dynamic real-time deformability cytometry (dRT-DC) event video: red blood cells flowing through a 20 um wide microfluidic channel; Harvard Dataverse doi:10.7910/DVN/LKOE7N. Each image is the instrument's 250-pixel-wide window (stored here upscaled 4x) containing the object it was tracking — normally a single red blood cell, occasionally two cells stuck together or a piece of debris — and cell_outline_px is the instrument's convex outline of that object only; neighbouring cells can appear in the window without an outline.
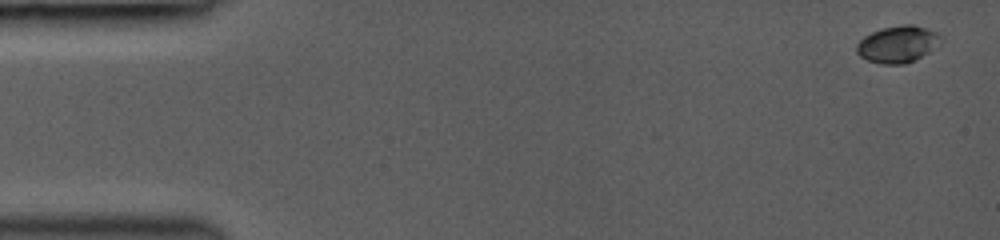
{"species": "common noctule bat (a hibernating species)", "species_latin": "Nyctalus noctula", "temperature_condition": "room temperature", "stored_images_in_passage": 9, "camera_frame_rate_fps": 3000, "um_per_image_px": 0.085, "animal": {"sex": "female", "body_mass_g": 19.0, "forearm_length_mm": 53.3}, "frame": {"image": 1, "passage_image": 1, "time_ms": 0.0, "image_size_px": [1000, 240], "cell_outline_px": [[944, 40], [940, 44], [916, 60], [904, 64], [880, 64], [868, 60], [860, 56], [856, 52], [856, 44], [864, 36], [872, 32], [884, 28], [904, 24], [912, 24], [936, 32], [944, 36]], "centroid_in_image_um": [76.34, 3.76], "position_along_channel_um": 8.7, "area_um2": 18.15}}
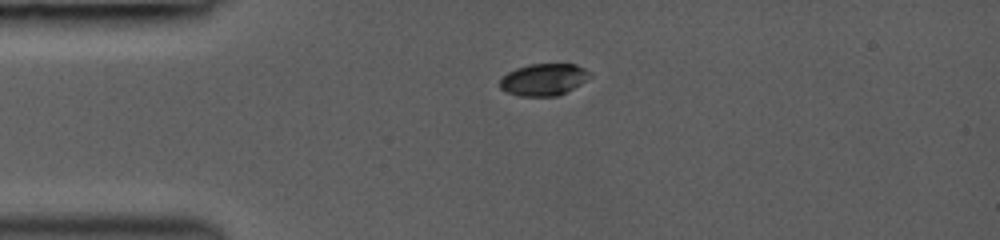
{"frame": {"image": 2, "passage_image": 6, "time_ms": 3.333, "image_size_px": [1000, 240], "cell_outline_px": [[592, 76], [580, 84], [556, 96], [520, 96], [508, 92], [500, 88], [500, 80], [508, 72], [516, 68], [528, 64], [576, 64], [592, 72]], "centroid_in_image_um": [46.23, 6.75], "position_along_channel_um": 38.8, "area_um2": 16.65}}
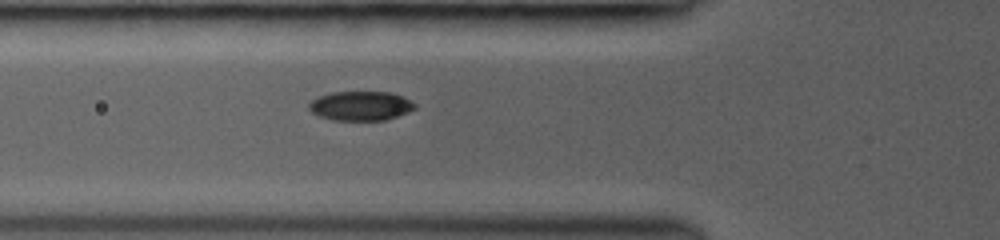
{"frame": {"image": 3, "passage_image": 9, "time_ms": 5.333, "image_size_px": [1000, 240], "cell_outline_px": [[416, 108], [408, 112], [384, 120], [332, 120], [320, 116], [312, 112], [308, 108], [308, 104], [312, 100], [320, 96], [332, 92], [388, 92], [400, 96], [416, 104]], "centroid_in_image_um": [30.63, 9.0], "position_along_channel_um": 95.2, "area_um2": 17.86}}